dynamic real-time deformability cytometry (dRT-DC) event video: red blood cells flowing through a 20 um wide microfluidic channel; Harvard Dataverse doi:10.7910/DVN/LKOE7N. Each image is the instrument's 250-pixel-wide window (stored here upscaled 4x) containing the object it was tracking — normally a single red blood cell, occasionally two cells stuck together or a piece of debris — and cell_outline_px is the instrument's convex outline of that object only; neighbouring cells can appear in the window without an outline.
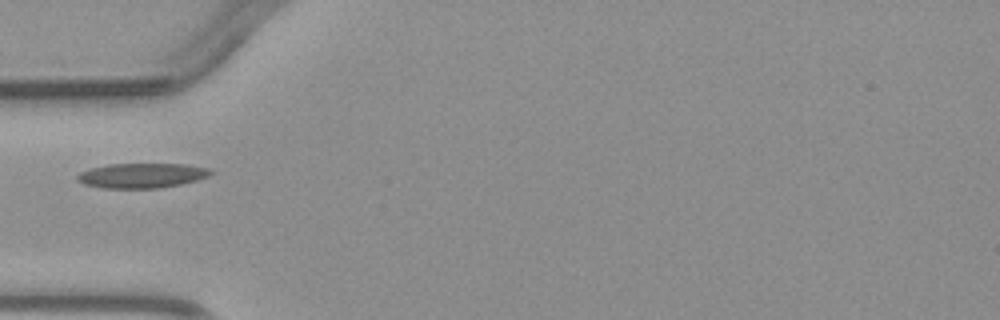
{"species": "common noctule bat (a hibernating species)", "species_latin": "Nyctalus noctula", "temperature_condition": "warm", "stored_images_in_passage": 4, "camera_frame_rate_fps": 3000, "um_per_image_px": 0.085, "animal": {"sex": "male", "body_mass_g": 23.1, "forearm_length_mm": 52.7}, "frame": {"image": 1, "passage_image": 4, "time_ms": 4.667, "image_size_px": [1000, 320], "cell_outline_px": [[216, 172], [208, 176], [196, 180], [180, 184], [160, 188], [104, 188], [84, 184], [76, 180], [76, 176], [80, 172], [92, 168], [108, 164], [184, 164], [212, 168]], "centroid_in_image_um": [12.09, 14.91], "position_along_channel_um": 72.9, "area_um2": 19.36}}